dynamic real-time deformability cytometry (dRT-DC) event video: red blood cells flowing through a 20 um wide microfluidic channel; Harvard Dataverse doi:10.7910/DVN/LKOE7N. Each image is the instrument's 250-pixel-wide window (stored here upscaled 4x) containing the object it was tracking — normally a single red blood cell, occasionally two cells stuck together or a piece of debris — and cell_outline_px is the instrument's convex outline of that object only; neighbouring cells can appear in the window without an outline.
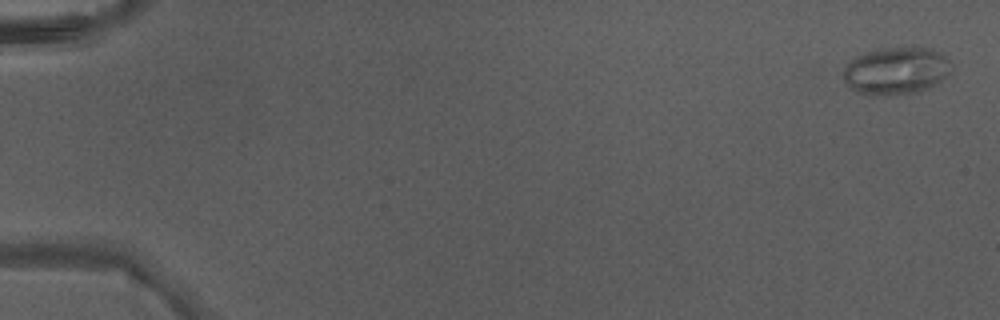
{"species": "Egyptian fruit bat (a non-hibernating species)", "species_latin": "Rousettus aegyptiacus", "temperature_condition": "warm", "stored_images_in_passage": 4, "camera_frame_rate_fps": 3000, "um_per_image_px": 0.085, "animal": {"sex": "male"}, "frame": {"image": 1, "passage_image": 4, "time_ms": 1.0, "image_size_px": [1000, 320], "cell_outline_px": [[948, 72], [940, 80], [928, 88], [916, 92], [888, 96], [868, 96], [856, 92], [844, 80], [844, 68], [856, 56], [880, 48], [932, 48], [940, 52], [944, 56]], "centroid_in_image_um": [76.09, 6.04], "position_along_channel_um": 8.9, "area_um2": 29.25}}